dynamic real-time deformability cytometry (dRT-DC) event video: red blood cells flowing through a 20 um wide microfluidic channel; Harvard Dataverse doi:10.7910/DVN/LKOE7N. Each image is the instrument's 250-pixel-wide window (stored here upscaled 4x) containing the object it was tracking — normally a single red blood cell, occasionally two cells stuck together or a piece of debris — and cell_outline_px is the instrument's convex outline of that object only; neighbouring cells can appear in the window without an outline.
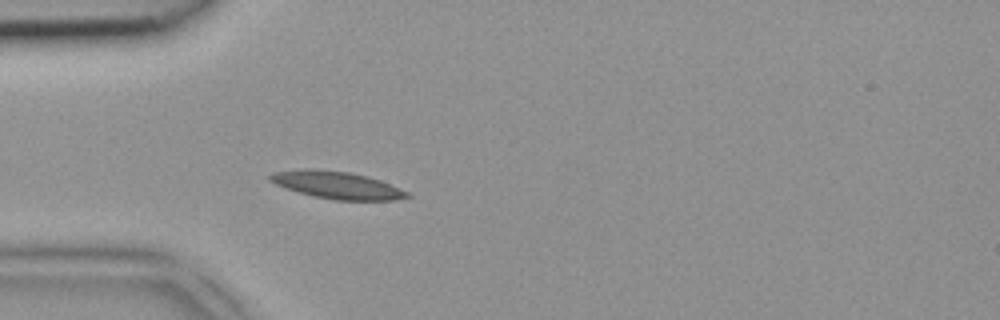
{"species": "common noctule bat (a hibernating species)", "species_latin": "Nyctalus noctula", "temperature_condition": "room temperature", "stored_images_in_passage": 3, "camera_frame_rate_fps": 3000, "um_per_image_px": 0.085, "animal": {"sex": "female", "body_mass_g": 18.4}, "frame": {"image": 1, "passage_image": 3, "time_ms": 0.667, "image_size_px": [1000, 320], "cell_outline_px": [[412, 196], [392, 200], [336, 200], [312, 196], [284, 188], [268, 180], [268, 176], [272, 172], [304, 168], [308, 168], [348, 172], [368, 176], [380, 180], [408, 192]], "centroid_in_image_um": [28.59, 15.73], "position_along_channel_um": 56.4, "area_um2": 21.85}}